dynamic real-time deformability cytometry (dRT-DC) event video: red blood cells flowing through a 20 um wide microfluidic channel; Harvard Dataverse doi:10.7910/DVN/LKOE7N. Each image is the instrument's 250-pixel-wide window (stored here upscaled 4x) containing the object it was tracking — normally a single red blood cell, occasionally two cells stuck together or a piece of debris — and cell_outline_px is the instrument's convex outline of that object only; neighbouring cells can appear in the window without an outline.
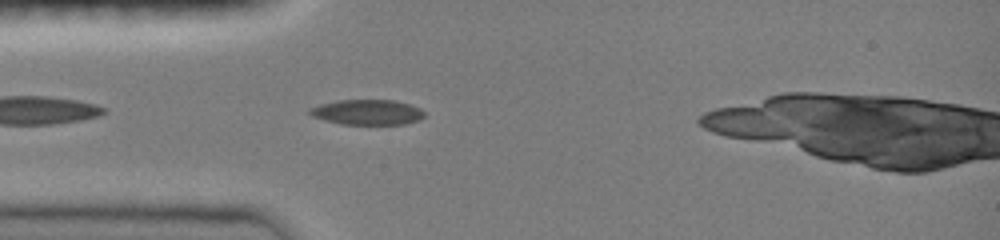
{"species": "common noctule bat (a hibernating species)", "species_latin": "Nyctalus noctula", "temperature_condition": "room temperature", "stored_images_in_passage": 27, "camera_frame_rate_fps": 3000, "um_per_image_px": 0.085, "animal": {"sex": "female", "body_mass_g": 19.0, "forearm_length_mm": 51.5}, "frame": {"image": 1, "passage_image": 2, "time_ms": 0.333, "image_size_px": [1000, 240], "cell_outline_px": [[424, 116], [420, 120], [404, 124], [340, 124], [324, 120], [312, 116], [308, 112], [308, 108], [320, 104], [336, 100], [392, 100], [408, 104], [420, 108], [424, 112]], "centroid_in_image_um": [31.19, 9.54], "position_along_channel_um": 53.8, "area_um2": 16.88}}
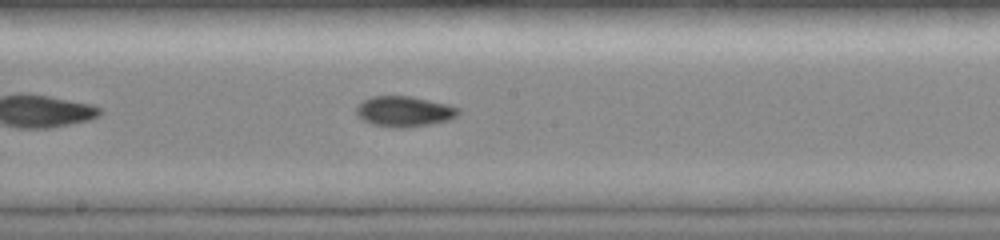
{"frame": {"image": 2, "passage_image": 12, "time_ms": 3.667, "image_size_px": [1000, 240], "cell_outline_px": [[460, 112], [456, 116], [448, 120], [432, 124], [400, 128], [392, 128], [372, 124], [356, 116], [356, 104], [372, 96], [412, 96], [448, 104], [460, 108]], "centroid_in_image_um": [34.35, 9.47], "position_along_channel_um": 213.9, "area_um2": 18.32}}
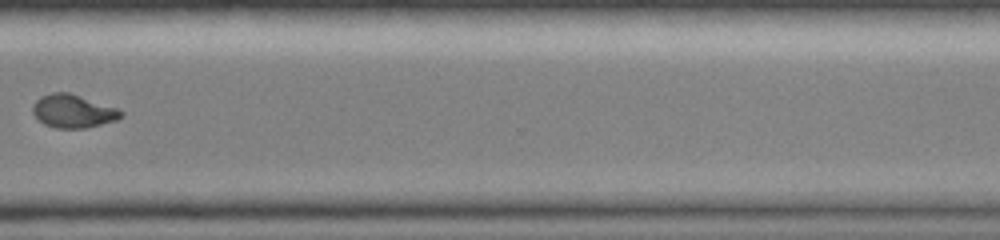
{"frame": {"image": 3, "passage_image": 20, "time_ms": 6.333, "image_size_px": [1000, 240], "cell_outline_px": [[124, 112], [116, 120], [84, 128], [56, 128], [44, 124], [32, 112], [32, 104], [40, 96], [52, 92], [68, 92], [116, 108]], "centroid_in_image_um": [6.16, 9.44], "position_along_channel_um": 364.4, "area_um2": 16.82}}